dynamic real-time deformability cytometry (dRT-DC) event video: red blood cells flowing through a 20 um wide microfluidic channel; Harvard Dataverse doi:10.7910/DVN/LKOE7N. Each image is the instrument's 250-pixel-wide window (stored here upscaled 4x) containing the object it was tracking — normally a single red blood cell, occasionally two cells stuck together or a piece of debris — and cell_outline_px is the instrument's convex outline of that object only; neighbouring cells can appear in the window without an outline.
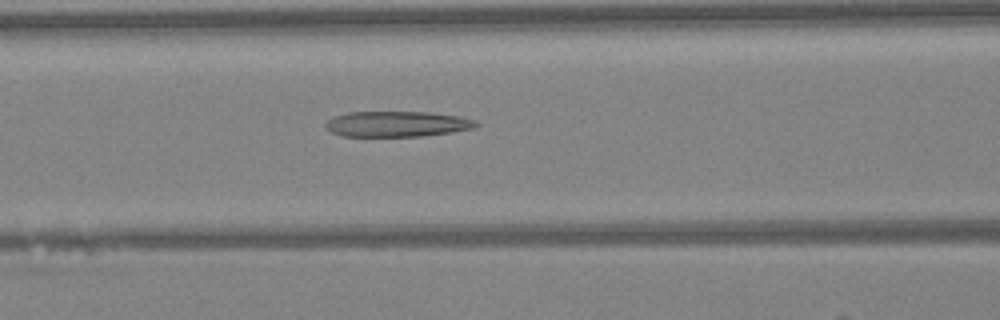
{"species": "Egyptian fruit bat (a non-hibernating species)", "species_latin": "Rousettus aegyptiacus", "temperature_condition": "warm", "stored_images_in_passage": 30, "camera_frame_rate_fps": 3000, "um_per_image_px": 0.085, "animal": {"sex": "female"}, "frame": {"image": 1, "passage_image": 11, "time_ms": 3.333, "image_size_px": [1000, 320], "cell_outline_px": [[480, 124], [472, 128], [452, 132], [424, 136], [340, 136], [324, 128], [324, 124], [332, 116], [348, 112], [428, 112], [460, 116], [476, 120]], "centroid_in_image_um": [33.72, 10.54], "position_along_channel_um": 132.9, "area_um2": 22.6}}
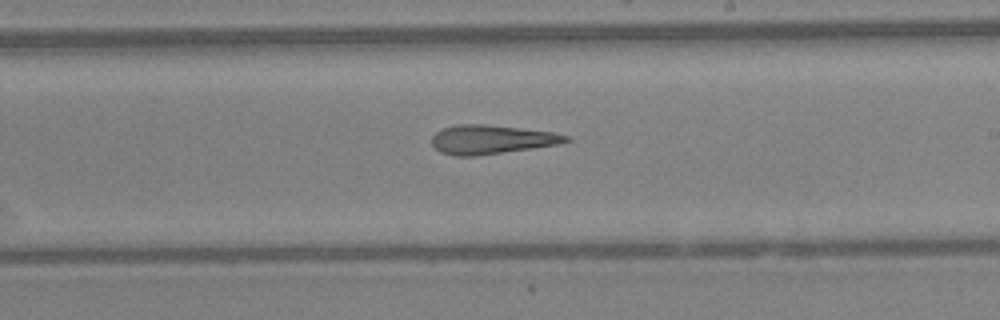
{"frame": {"image": 2, "passage_image": 19, "time_ms": 6.0, "image_size_px": [1000, 320], "cell_outline_px": [[572, 140], [556, 144], [476, 156], [456, 156], [440, 152], [432, 144], [432, 136], [436, 132], [444, 128], [456, 124], [480, 124], [552, 132], [568, 136]], "centroid_in_image_um": [41.71, 11.86], "position_along_channel_um": 247.3, "area_um2": 22.14}}
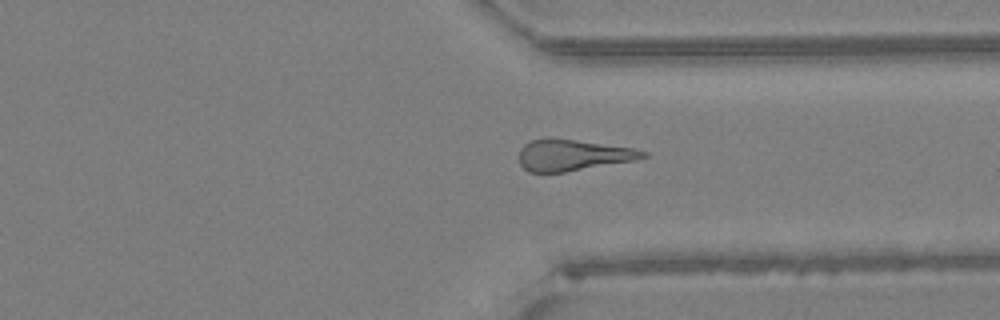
{"frame": {"image": 3, "passage_image": 27, "time_ms": 8.667, "image_size_px": [1000, 320], "cell_outline_px": [[648, 156], [636, 160], [564, 172], [528, 172], [520, 164], [520, 148], [528, 140], [544, 136], [576, 140], [636, 148], [648, 152]], "centroid_in_image_um": [48.67, 13.16], "position_along_channel_um": 362.7, "area_um2": 22.89}}